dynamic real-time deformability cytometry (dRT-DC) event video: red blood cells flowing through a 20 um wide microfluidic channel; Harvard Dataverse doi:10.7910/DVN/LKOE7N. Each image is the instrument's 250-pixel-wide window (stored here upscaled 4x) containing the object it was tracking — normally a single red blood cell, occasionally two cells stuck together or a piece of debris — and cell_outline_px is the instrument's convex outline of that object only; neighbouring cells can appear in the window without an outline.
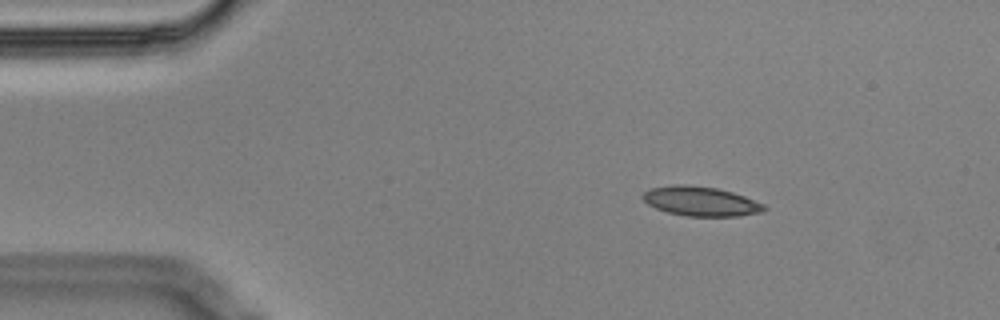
{"species": "Egyptian fruit bat (a non-hibernating species)", "species_latin": "Rousettus aegyptiacus", "temperature_condition": "cold", "stored_images_in_passage": 4, "camera_frame_rate_fps": 3000, "um_per_image_px": 0.085, "animal": {"sex": "male"}, "frame": {"image": 1, "passage_image": 2, "time_ms": 0.333, "image_size_px": [1000, 320], "cell_outline_px": [[768, 208], [760, 212], [740, 216], [684, 216], [668, 212], [656, 208], [648, 204], [640, 196], [648, 188], [676, 184], [684, 184], [716, 188], [732, 192], [744, 196], [764, 204]], "centroid_in_image_um": [59.53, 17.1], "position_along_channel_um": 25.5, "area_um2": 20.87}}